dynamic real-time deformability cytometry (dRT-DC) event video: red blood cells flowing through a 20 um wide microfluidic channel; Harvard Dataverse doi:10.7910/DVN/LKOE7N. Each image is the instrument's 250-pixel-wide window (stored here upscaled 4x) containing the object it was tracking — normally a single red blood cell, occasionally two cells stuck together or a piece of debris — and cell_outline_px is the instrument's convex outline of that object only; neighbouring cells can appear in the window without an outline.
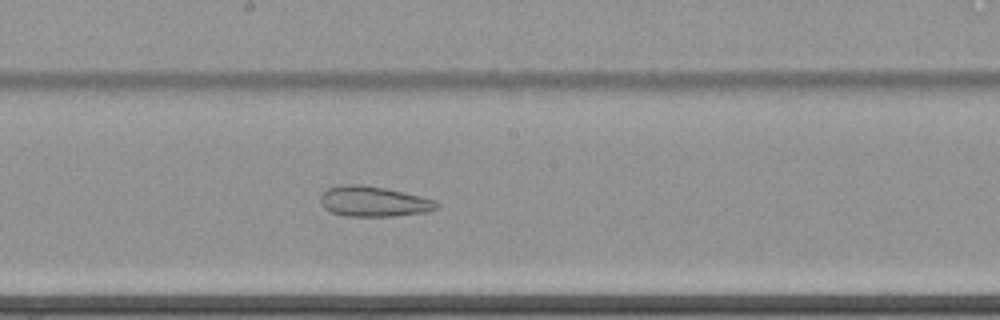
{"species": "common noctule bat (a hibernating species)", "species_latin": "Nyctalus noctula", "temperature_condition": "cold", "stored_images_in_passage": 65, "camera_frame_rate_fps": 3000, "um_per_image_px": 0.085, "animal": {"sex": "female", "body_mass_g": 22.7, "forearm_length_mm": 54.2}, "frame": {"image": 1, "passage_image": 39, "time_ms": 12.667, "image_size_px": [1000, 320], "cell_outline_px": [[440, 204], [436, 208], [428, 212], [392, 216], [344, 216], [328, 212], [320, 204], [320, 196], [328, 188], [340, 184], [360, 184], [384, 188], [404, 192], [420, 196], [432, 200]], "centroid_in_image_um": [31.7, 17.13], "position_along_channel_um": 216.5, "area_um2": 20.63}}
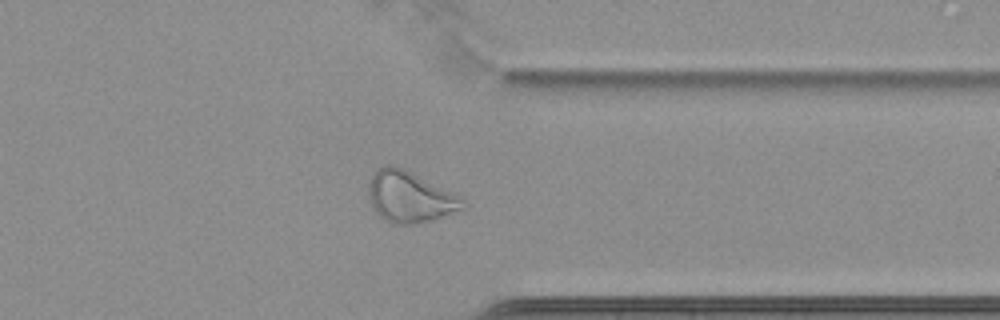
{"frame": {"image": 2, "passage_image": 53, "time_ms": 17.333, "image_size_px": [1000, 320], "cell_outline_px": [[468, 204], [464, 208], [432, 220], [412, 224], [392, 224], [384, 220], [372, 208], [368, 196], [368, 184], [372, 176], [384, 164], [392, 164], [404, 168], [464, 196]], "centroid_in_image_um": [34.87, 16.72], "position_along_channel_um": 376.5, "area_um2": 28.61}}
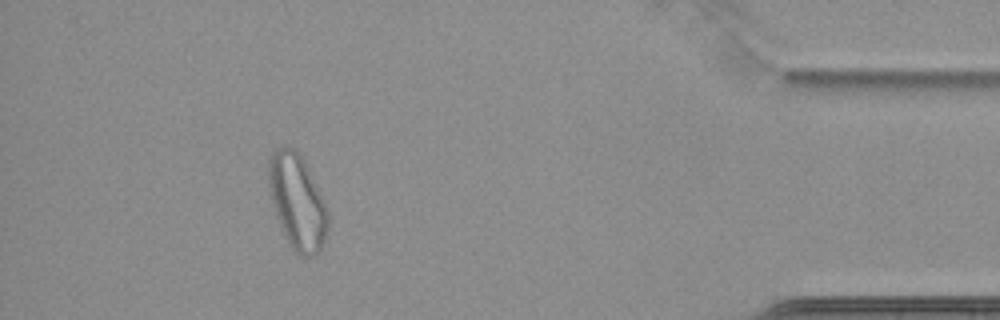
{"frame": {"image": 3, "passage_image": 60, "time_ms": 19.667, "image_size_px": [1000, 320], "cell_outline_px": [[328, 228], [324, 240], [320, 248], [312, 256], [300, 256], [288, 244], [276, 216], [268, 188], [268, 160], [272, 152], [276, 148], [284, 144], [300, 152], [328, 208]], "centroid_in_image_um": [25.25, 17.1], "position_along_channel_um": 410.0, "area_um2": 33.06}}